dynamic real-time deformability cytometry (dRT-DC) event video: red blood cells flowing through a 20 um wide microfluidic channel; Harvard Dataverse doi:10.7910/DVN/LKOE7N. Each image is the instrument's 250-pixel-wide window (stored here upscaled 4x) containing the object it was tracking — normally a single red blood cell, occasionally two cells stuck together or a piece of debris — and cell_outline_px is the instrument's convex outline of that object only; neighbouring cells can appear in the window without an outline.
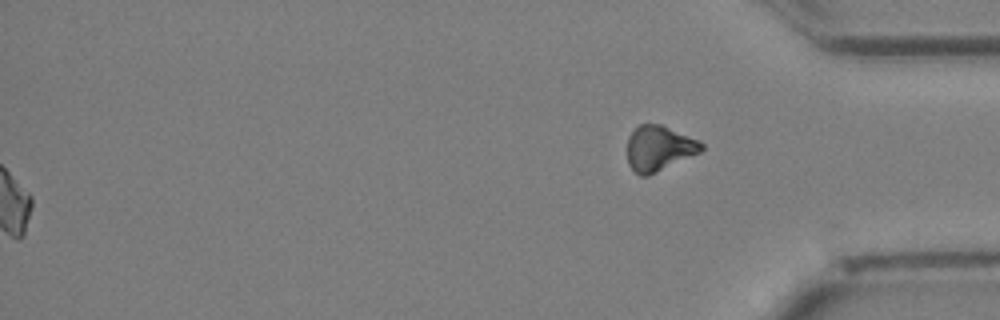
{"species": "Egyptian fruit bat (a non-hibernating species)", "species_latin": "Rousettus aegyptiacus", "temperature_condition": "cold", "stored_images_in_passage": 26, "segment_of_instrument_passage": [2, 2], "camera_frame_rate_fps": 3000, "um_per_image_px": 0.085, "animal": {"sex": "female"}, "frame": {"image": 1, "passage_image": 26, "time_ms": 8.333, "image_size_px": [1000, 320], "cell_outline_px": [[704, 148], [700, 152], [648, 176], [640, 176], [628, 164], [628, 136], [640, 124], [660, 124], [700, 140], [704, 144]], "centroid_in_image_um": [56.03, 12.6], "position_along_channel_um": 379.2, "area_um2": 19.42}}